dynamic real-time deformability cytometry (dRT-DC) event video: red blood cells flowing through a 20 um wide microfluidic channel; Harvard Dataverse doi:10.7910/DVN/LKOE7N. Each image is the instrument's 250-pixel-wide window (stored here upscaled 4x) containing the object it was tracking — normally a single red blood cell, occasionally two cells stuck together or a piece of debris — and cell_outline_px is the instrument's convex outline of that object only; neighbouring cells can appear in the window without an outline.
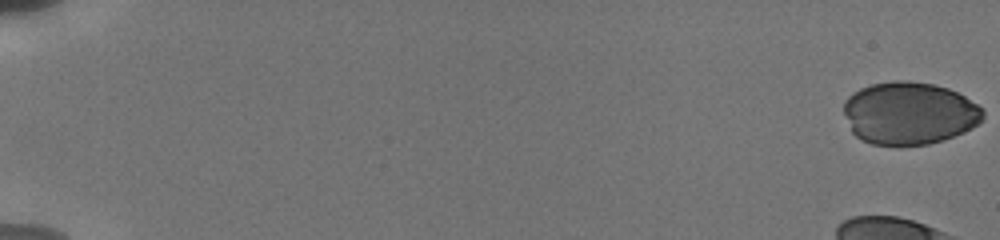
{"species": "human", "species_latin": "Homo sapiens", "temperature_condition": "cold", "stored_images_in_passage": 48, "camera_frame_rate_fps": 3000, "um_per_image_px": 0.085, "donor": {"sex": "male"}, "frame": {"image": 1, "passage_image": 1, "time_ms": 0.0, "image_size_px": [1000, 240], "cell_outline_px": [[984, 116], [972, 128], [952, 136], [928, 144], [872, 144], [856, 136], [852, 132], [844, 112], [844, 100], [852, 92], [860, 88], [872, 84], [892, 80], [908, 80], [932, 84], [948, 88], [964, 96], [976, 104], [984, 112]], "centroid_in_image_um": [77.25, 9.59], "position_along_channel_um": 7.7, "area_um2": 50.29}}